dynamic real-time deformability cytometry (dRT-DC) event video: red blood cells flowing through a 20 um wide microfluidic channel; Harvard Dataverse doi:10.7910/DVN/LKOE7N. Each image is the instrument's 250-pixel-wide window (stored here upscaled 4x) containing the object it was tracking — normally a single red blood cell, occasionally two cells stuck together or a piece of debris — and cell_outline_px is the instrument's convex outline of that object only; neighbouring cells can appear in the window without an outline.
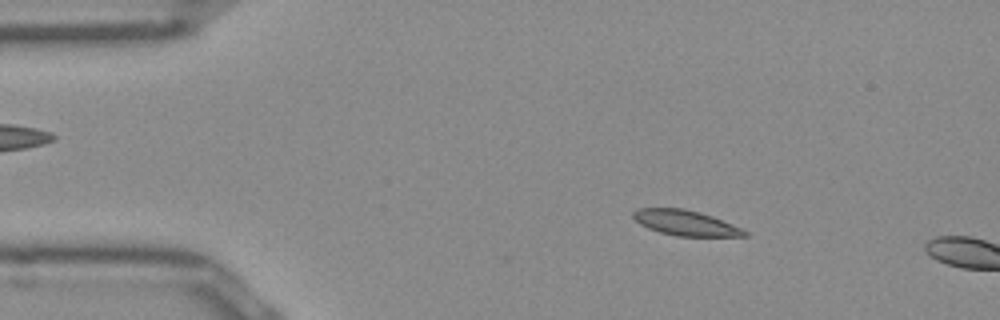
{"species": "Egyptian fruit bat (a non-hibernating species)", "species_latin": "Rousettus aegyptiacus", "temperature_condition": "room temperature", "stored_images_in_passage": 11, "camera_frame_rate_fps": 3000, "um_per_image_px": 0.085, "frame": {"image": 1, "passage_image": 8, "time_ms": 2.333, "image_size_px": [1000, 320], "cell_outline_px": [[748, 236], [676, 236], [660, 232], [648, 228], [640, 224], [632, 216], [632, 212], [636, 208], [684, 208], [700, 212], [712, 216], [732, 224], [748, 232]], "centroid_in_image_um": [58.24, 18.94], "position_along_channel_um": 26.8, "area_um2": 16.36}}